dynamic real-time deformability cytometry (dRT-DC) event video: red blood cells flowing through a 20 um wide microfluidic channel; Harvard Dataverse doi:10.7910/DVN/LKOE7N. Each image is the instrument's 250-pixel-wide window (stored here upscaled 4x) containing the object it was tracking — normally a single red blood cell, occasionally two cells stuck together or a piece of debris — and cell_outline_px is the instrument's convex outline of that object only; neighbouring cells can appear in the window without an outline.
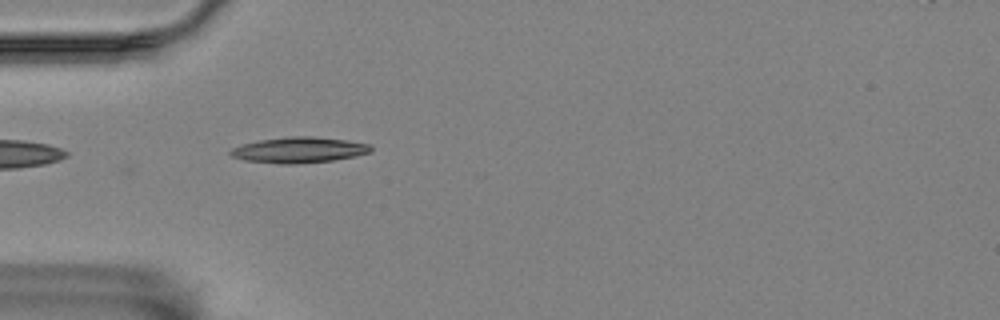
{"species": "Egyptian fruit bat (a non-hibernating species)", "species_latin": "Rousettus aegyptiacus", "temperature_condition": "room temperature", "stored_images_in_passage": 9, "camera_frame_rate_fps": 3000, "um_per_image_px": 0.085, "animal": {"sex": "female"}, "frame": {"image": 1, "passage_image": 1, "time_ms": 0.0, "image_size_px": [1000, 320], "cell_outline_px": [[372, 152], [356, 156], [332, 160], [296, 164], [280, 164], [244, 160], [232, 156], [228, 152], [232, 148], [244, 144], [260, 140], [288, 136], [312, 136], [348, 140], [372, 144]], "centroid_in_image_um": [25.46, 12.74], "position_along_channel_um": 59.5, "area_um2": 21.15}}
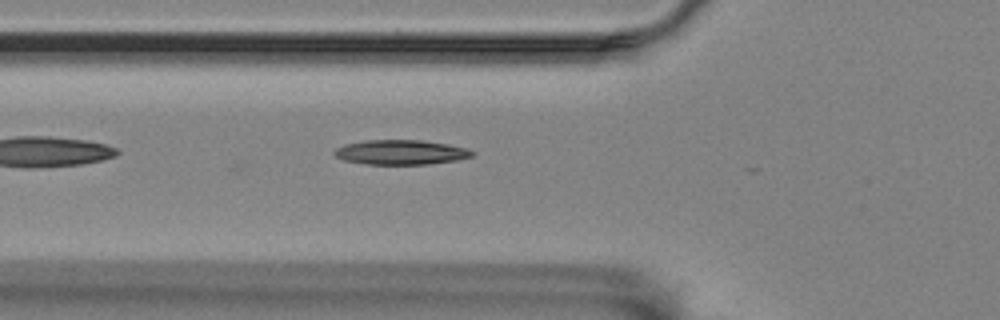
{"frame": {"image": 2, "passage_image": 4, "time_ms": 1.0, "image_size_px": [1000, 320], "cell_outline_px": [[476, 152], [472, 156], [456, 160], [428, 164], [364, 164], [344, 160], [336, 156], [332, 152], [336, 148], [344, 144], [364, 140], [420, 140], [448, 144], [468, 148]], "centroid_in_image_um": [34.06, 12.94], "position_along_channel_um": 91.7, "area_um2": 19.88}}
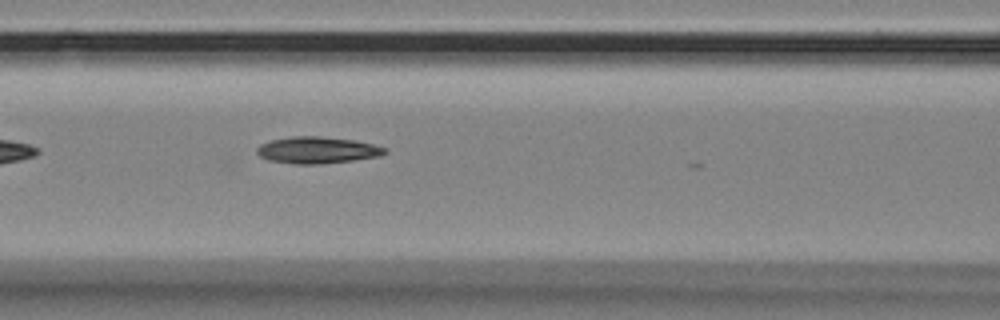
{"frame": {"image": 3, "passage_image": 8, "time_ms": 2.333, "image_size_px": [1000, 320], "cell_outline_px": [[388, 152], [380, 156], [352, 160], [316, 164], [296, 164], [268, 160], [260, 156], [256, 152], [256, 148], [260, 144], [272, 140], [292, 136], [320, 136], [356, 140], [388, 148]], "centroid_in_image_um": [26.98, 12.75], "position_along_channel_um": 139.6, "area_um2": 19.88}}